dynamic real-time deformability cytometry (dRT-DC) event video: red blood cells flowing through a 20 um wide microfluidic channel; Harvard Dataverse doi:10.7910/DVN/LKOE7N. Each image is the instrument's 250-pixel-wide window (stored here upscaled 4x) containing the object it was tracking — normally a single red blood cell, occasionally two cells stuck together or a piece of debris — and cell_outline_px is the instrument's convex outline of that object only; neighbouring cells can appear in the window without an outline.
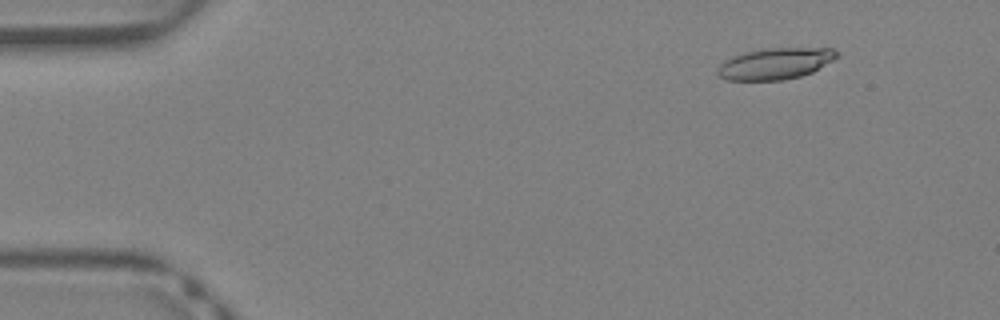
{"species": "Egyptian fruit bat (a non-hibernating species)", "species_latin": "Rousettus aegyptiacus", "temperature_condition": "warm", "stored_images_in_passage": 38, "camera_frame_rate_fps": 3000, "um_per_image_px": 0.085, "animal": {"sex": "female"}, "frame": {"image": 1, "passage_image": 1, "time_ms": 0.0, "image_size_px": [1000, 320], "cell_outline_px": [[840, 56], [812, 72], [800, 76], [780, 80], [728, 80], [720, 76], [716, 72], [716, 68], [724, 60], [732, 56], [744, 52], [768, 48], [832, 48]], "centroid_in_image_um": [65.87, 5.4], "position_along_channel_um": 19.1, "area_um2": 21.73}}
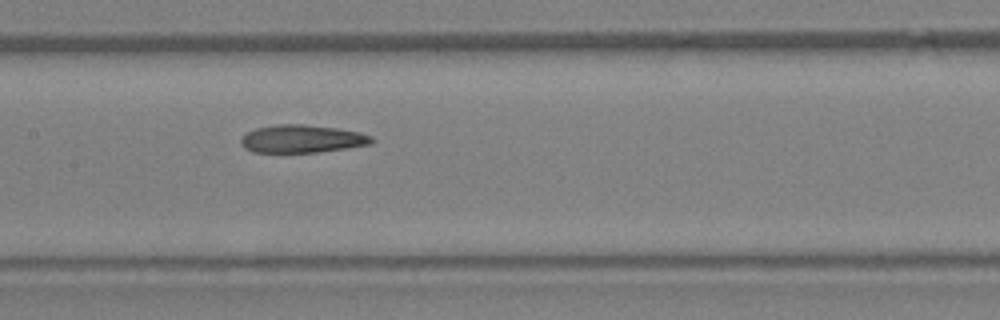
{"frame": {"image": 2, "passage_image": 17, "time_ms": 5.333, "image_size_px": [1000, 320], "cell_outline_px": [[372, 144], [316, 152], [252, 152], [244, 148], [240, 144], [240, 140], [248, 132], [256, 128], [276, 124], [304, 124], [336, 128], [360, 132], [372, 136]], "centroid_in_image_um": [25.65, 11.79], "position_along_channel_um": 181.8, "area_um2": 21.1}}
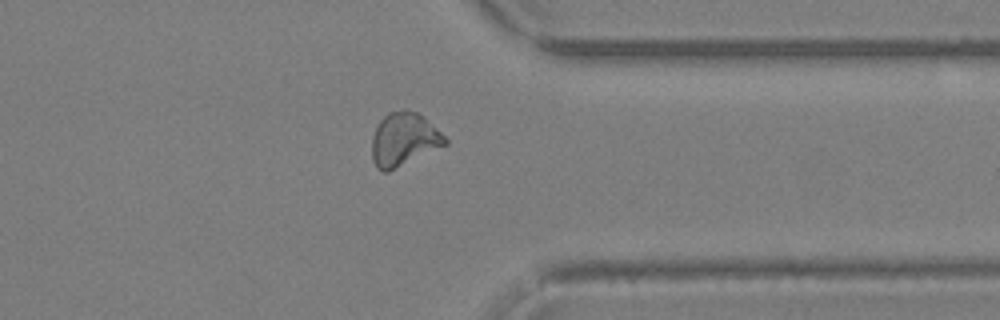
{"frame": {"image": 3, "passage_image": 29, "time_ms": 9.333, "image_size_px": [1000, 320], "cell_outline_px": [[448, 144], [388, 172], [384, 172], [376, 168], [372, 160], [372, 136], [380, 120], [388, 112], [404, 108], [416, 112], [424, 116], [448, 140]], "centroid_in_image_um": [34.32, 11.84], "position_along_channel_um": 377.1, "area_um2": 22.89}, "authors_computed_cell_mechanics": {"area_um2": 21.9929, "velocity_mm_per_s": 4.9987, "shape_relaxation_time_tau1_ms": null, "shape_relaxation_time_tau2_ms": 2.1195, "deformation_change_tau1": null, "deformation_change_tau2": 0.1134}}